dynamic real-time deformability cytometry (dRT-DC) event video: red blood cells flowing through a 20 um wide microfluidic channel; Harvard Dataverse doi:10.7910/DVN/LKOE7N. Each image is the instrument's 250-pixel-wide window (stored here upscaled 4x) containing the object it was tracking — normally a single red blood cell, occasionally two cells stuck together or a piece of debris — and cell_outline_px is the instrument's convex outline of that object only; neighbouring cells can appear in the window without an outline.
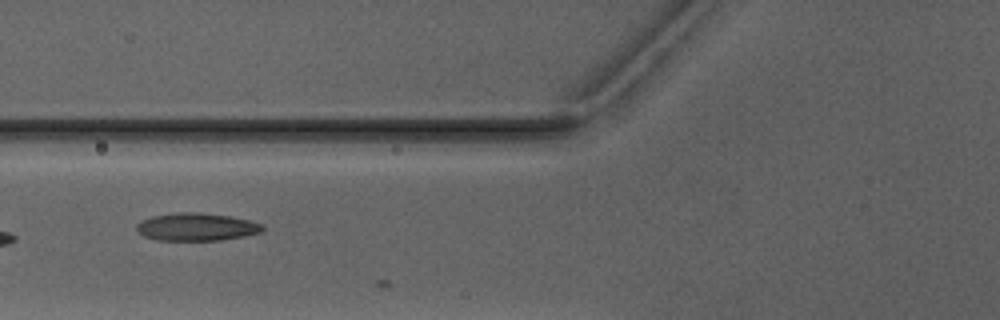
{"species": "Egyptian fruit bat (a non-hibernating species)", "species_latin": "Rousettus aegyptiacus", "temperature_condition": "warm", "stored_images_in_passage": 8, "camera_frame_rate_fps": 3000, "um_per_image_px": 0.085, "animal": {"sex": "male"}, "frame": {"image": 1, "passage_image": 6, "time_ms": 7.0, "image_size_px": [1000, 320], "cell_outline_px": [[264, 228], [260, 232], [244, 236], [220, 240], [156, 240], [144, 236], [136, 228], [136, 224], [152, 216], [172, 212], [200, 212], [232, 216], [264, 224]], "centroid_in_image_um": [16.71, 19.27], "position_along_channel_um": 109.1, "area_um2": 20.4}}